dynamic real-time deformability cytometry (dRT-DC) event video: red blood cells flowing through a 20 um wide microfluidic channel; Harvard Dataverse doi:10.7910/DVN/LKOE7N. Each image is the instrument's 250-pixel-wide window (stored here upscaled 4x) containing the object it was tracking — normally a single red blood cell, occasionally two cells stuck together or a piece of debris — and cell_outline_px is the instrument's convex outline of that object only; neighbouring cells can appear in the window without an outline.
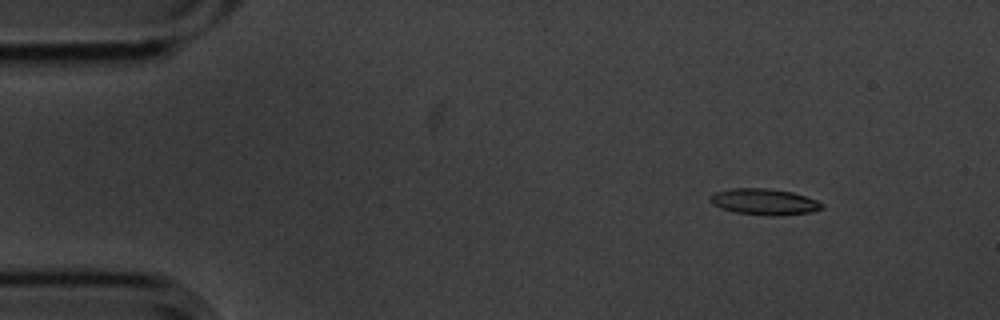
{"species": "common noctule bat (a hibernating species)", "species_latin": "Nyctalus noctula", "temperature_condition": "cold", "stored_images_in_passage": 6, "camera_frame_rate_fps": 3000, "um_per_image_px": 0.085, "animal": {"sex": "male", "body_mass_g": 20.1, "forearm_length_mm": 53.5}, "frame": {"image": 1, "passage_image": 3, "time_ms": 0.667, "image_size_px": [1000, 320], "cell_outline_px": [[824, 208], [812, 212], [780, 216], [768, 216], [736, 212], [720, 208], [712, 204], [712, 196], [716, 192], [732, 188], [768, 188], [792, 192], [816, 200], [824, 204]], "centroid_in_image_um": [65.01, 17.16], "position_along_channel_um": 20.0, "area_um2": 16.99}}
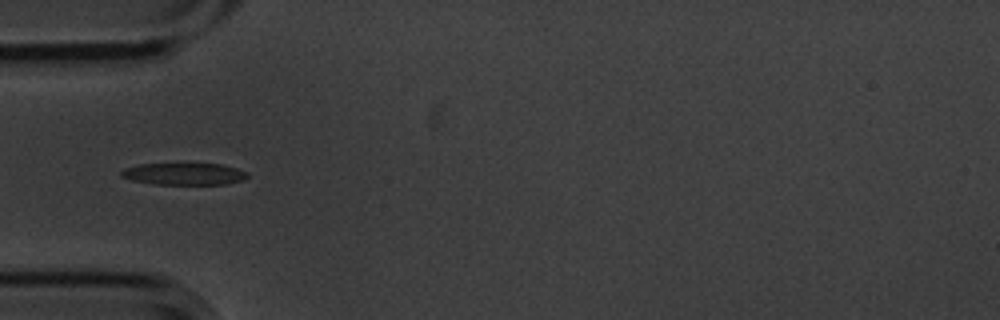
{"frame": {"image": 2, "passage_image": 6, "time_ms": 1.667, "image_size_px": [1000, 320], "cell_outline_px": [[248, 176], [244, 180], [224, 184], [152, 184], [132, 180], [120, 176], [120, 172], [124, 168], [140, 164], [220, 164], [236, 168], [248, 172]], "centroid_in_image_um": [15.64, 14.78], "position_along_channel_um": 69.4, "area_um2": 16.07}}